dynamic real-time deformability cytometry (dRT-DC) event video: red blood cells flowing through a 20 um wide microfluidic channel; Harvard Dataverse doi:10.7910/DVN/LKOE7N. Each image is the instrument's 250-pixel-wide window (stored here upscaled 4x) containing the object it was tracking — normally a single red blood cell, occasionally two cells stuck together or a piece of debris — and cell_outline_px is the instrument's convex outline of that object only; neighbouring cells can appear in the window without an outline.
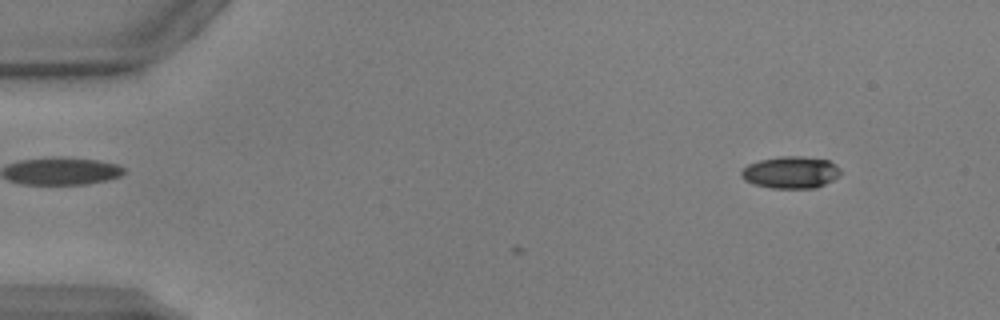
{"species": "common noctule bat (a hibernating species)", "species_latin": "Nyctalus noctula", "temperature_condition": "warm", "stored_images_in_passage": 4, "camera_frame_rate_fps": 3000, "um_per_image_px": 0.085, "animal": {"sex": "male", "body_mass_g": 17.9, "forearm_length_mm": 54.2}, "frame": {"image": 1, "passage_image": 1, "time_ms": 0.0, "image_size_px": [1000, 320], "cell_outline_px": [[840, 176], [816, 188], [772, 188], [752, 184], [744, 180], [740, 176], [740, 172], [748, 164], [760, 160], [780, 156], [804, 156], [828, 160], [836, 164], [840, 168]], "centroid_in_image_um": [67.21, 14.65], "position_along_channel_um": 17.8, "area_um2": 18.67}}